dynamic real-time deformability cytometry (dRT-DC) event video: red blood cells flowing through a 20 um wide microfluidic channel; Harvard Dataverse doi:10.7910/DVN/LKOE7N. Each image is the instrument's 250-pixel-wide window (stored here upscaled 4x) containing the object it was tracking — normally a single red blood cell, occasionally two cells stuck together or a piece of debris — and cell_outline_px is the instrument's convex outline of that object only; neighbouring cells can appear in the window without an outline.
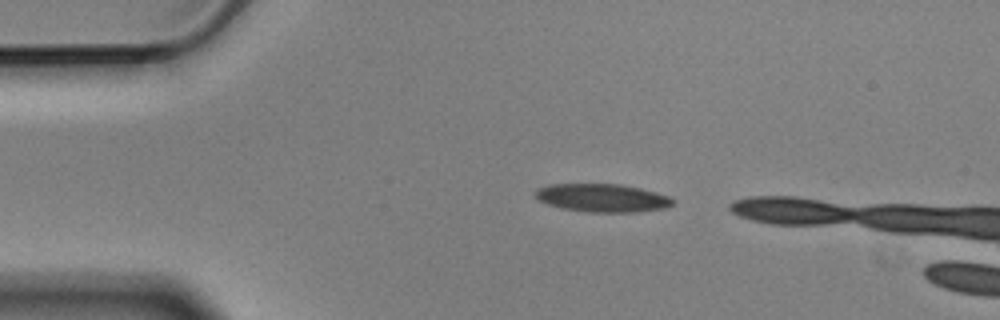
{"species": "Egyptian fruit bat (a non-hibernating species)", "species_latin": "Rousettus aegyptiacus", "temperature_condition": "cold", "stored_images_in_passage": 2, "camera_frame_rate_fps": 3000, "um_per_image_px": 0.085, "animal": {"sex": "male"}, "frame": {"image": 1, "passage_image": 1, "time_ms": 0.0, "image_size_px": [1000, 320], "cell_outline_px": [[676, 204], [668, 208], [640, 212], [588, 212], [560, 208], [548, 204], [532, 196], [532, 192], [536, 188], [548, 184], [620, 184], [640, 188], [656, 192], [668, 196], [676, 200]], "centroid_in_image_um": [51.2, 16.82], "position_along_channel_um": 33.8, "area_um2": 23.06}}